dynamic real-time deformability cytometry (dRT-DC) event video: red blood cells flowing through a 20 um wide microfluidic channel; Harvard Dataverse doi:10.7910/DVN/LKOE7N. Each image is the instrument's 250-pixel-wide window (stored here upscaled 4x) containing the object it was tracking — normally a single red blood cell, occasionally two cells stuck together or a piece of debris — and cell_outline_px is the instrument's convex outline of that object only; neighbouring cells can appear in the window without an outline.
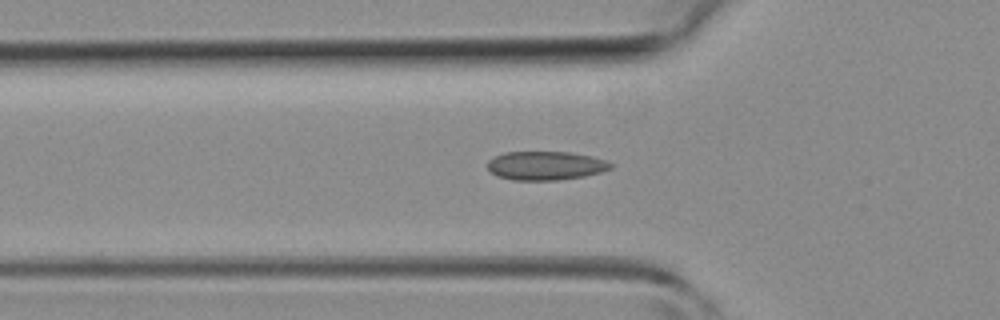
{"species": "common noctule bat (a hibernating species)", "species_latin": "Nyctalus noctula", "temperature_condition": "room temperature", "stored_images_in_passage": 41, "camera_frame_rate_fps": 3000, "um_per_image_px": 0.085, "animal": {"sex": "female", "body_mass_g": 19.3, "forearm_length_mm": 54.1}, "frame": {"image": 1, "passage_image": 11, "time_ms": 3.333, "image_size_px": [1000, 320], "cell_outline_px": [[612, 168], [600, 172], [584, 176], [556, 180], [512, 180], [496, 176], [488, 168], [488, 160], [492, 156], [504, 152], [568, 152], [592, 156], [604, 160], [612, 164]], "centroid_in_image_um": [46.33, 14.07], "position_along_channel_um": 79.5, "area_um2": 20.63}}
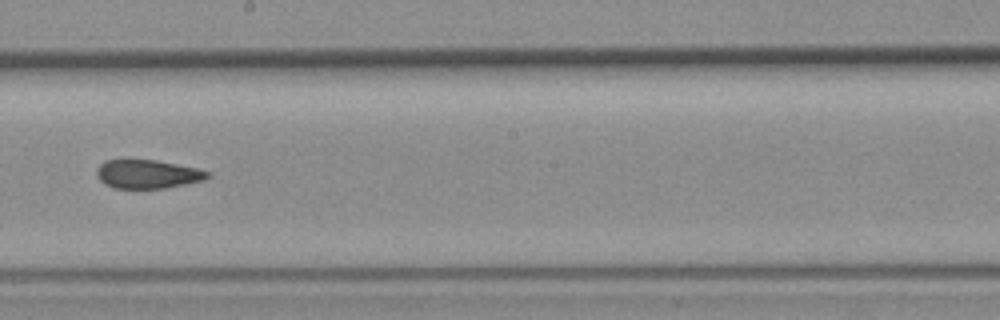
{"frame": {"image": 2, "passage_image": 21, "time_ms": 6.667, "image_size_px": [1000, 320], "cell_outline_px": [[212, 176], [204, 180], [164, 188], [112, 188], [104, 184], [96, 176], [96, 168], [104, 160], [124, 156], [156, 160], [200, 168], [208, 172]], "centroid_in_image_um": [12.47, 14.74], "position_along_channel_um": 235.7, "area_um2": 19.42}}
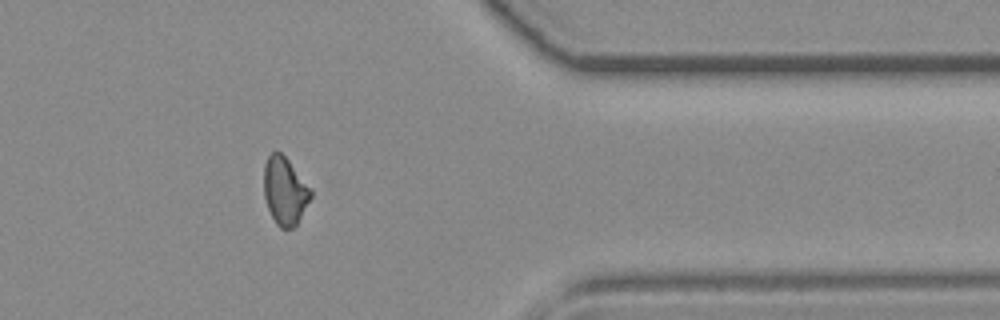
{"frame": {"image": 3, "passage_image": 32, "time_ms": 10.333, "image_size_px": [1000, 320], "cell_outline_px": [[312, 196], [296, 224], [292, 228], [280, 228], [276, 224], [268, 208], [264, 196], [264, 164], [268, 156], [272, 152], [280, 152], [288, 160], [312, 188]], "centroid_in_image_um": [24.21, 16.22], "position_along_channel_um": 387.2, "area_um2": 18.38}}